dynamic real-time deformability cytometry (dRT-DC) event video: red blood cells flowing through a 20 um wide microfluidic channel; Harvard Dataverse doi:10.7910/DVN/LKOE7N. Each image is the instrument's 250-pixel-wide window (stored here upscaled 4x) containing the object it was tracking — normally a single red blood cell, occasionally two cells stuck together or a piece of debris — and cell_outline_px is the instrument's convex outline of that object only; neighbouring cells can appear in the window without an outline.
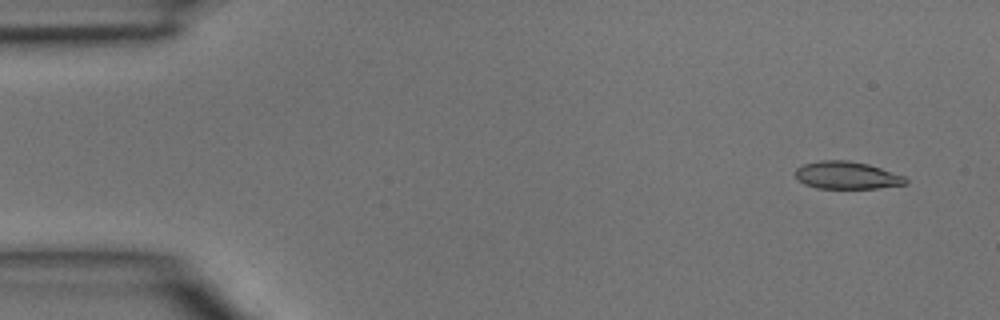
{"species": "common noctule bat (a hibernating species)", "species_latin": "Nyctalus noctula", "temperature_condition": "room temperature", "stored_images_in_passage": 2, "camera_frame_rate_fps": 3000, "um_per_image_px": 0.085, "animal": {"sex": "male", "body_mass_g": 15.6}, "frame": {"image": 1, "passage_image": 1, "time_ms": 0.0, "image_size_px": [1000, 320], "cell_outline_px": [[908, 184], [876, 188], [816, 188], [804, 184], [796, 180], [796, 168], [804, 164], [820, 160], [848, 160], [868, 164], [904, 176], [908, 180]], "centroid_in_image_um": [71.96, 14.9], "position_along_channel_um": 13.0, "area_um2": 17.69}}